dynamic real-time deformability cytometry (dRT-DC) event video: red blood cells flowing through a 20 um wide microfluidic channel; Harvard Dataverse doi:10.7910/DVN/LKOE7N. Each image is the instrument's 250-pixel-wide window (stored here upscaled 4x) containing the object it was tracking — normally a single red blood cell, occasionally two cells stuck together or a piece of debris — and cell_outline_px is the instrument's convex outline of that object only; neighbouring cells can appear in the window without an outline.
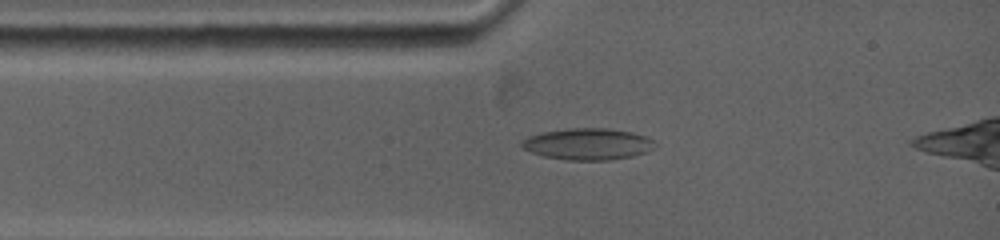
{"species": "common noctule bat (a hibernating species)", "species_latin": "Nyctalus noctula", "temperature_condition": "warm", "stored_images_in_passage": 41, "camera_frame_rate_fps": 5000, "um_per_image_px": 0.085, "animal": {"sex": "female", "body_mass_g": 19.0, "forearm_length_mm": 53.3}, "frame": {"image": 1, "passage_image": 1, "time_ms": 0.0, "image_size_px": [1000, 240], "cell_outline_px": [[652, 148], [644, 152], [632, 156], [608, 160], [568, 160], [544, 156], [532, 152], [524, 148], [520, 144], [528, 136], [544, 132], [564, 128], [604, 128], [632, 132], [644, 136], [652, 140]], "centroid_in_image_um": [49.92, 12.24], "position_along_channel_um": 35.1, "area_um2": 24.04}}
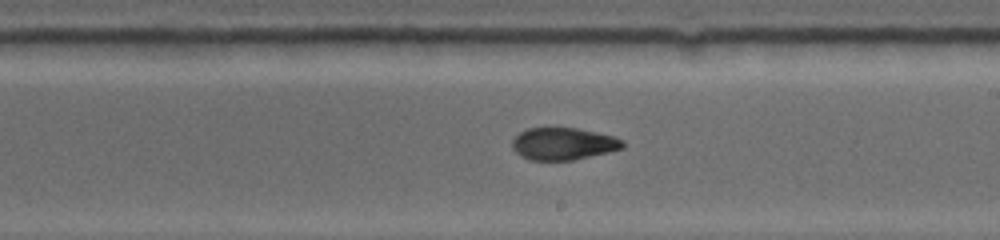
{"frame": {"image": 2, "passage_image": 19, "time_ms": 5.4, "image_size_px": [1000, 240], "cell_outline_px": [[624, 148], [608, 152], [572, 160], [528, 160], [520, 156], [512, 148], [512, 140], [520, 132], [528, 128], [552, 124], [576, 128], [616, 136], [624, 140]], "centroid_in_image_um": [47.86, 12.17], "position_along_channel_um": 241.1, "area_um2": 21.5}}
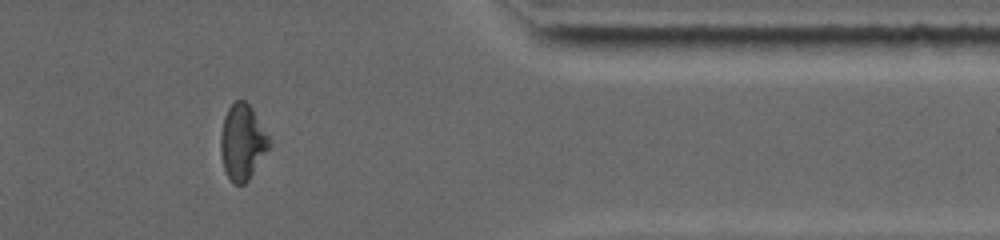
{"frame": {"image": 3, "passage_image": 36, "time_ms": 9.8, "image_size_px": [1000, 240], "cell_outline_px": [[272, 144], [248, 180], [244, 184], [236, 184], [228, 176], [224, 168], [220, 152], [220, 136], [224, 116], [228, 108], [236, 100], [244, 100], [252, 108], [268, 136]], "centroid_in_image_um": [20.6, 12.07], "position_along_channel_um": 390.8, "area_um2": 21.15}, "authors_computed_cell_mechanics": {"area_um2": 21.6172, "velocity_mm_per_s": 3.8588, "shape_relaxation_time_tau1_ms": null, "shape_relaxation_time_tau2_ms": 2.212, "deformation_change_tau1": null, "deformation_change_tau2": 0.0757}}